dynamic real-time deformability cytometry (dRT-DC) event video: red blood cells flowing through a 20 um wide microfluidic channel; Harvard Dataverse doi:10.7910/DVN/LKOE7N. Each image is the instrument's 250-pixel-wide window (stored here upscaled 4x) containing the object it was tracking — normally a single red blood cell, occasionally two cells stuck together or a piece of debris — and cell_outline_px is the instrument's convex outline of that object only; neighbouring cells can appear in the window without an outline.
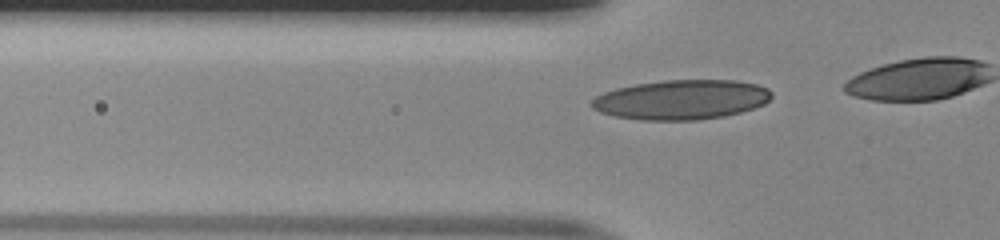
{"species": "human", "species_latin": "Homo sapiens", "temperature_condition": "room temperature", "stored_images_in_passage": 19, "camera_frame_rate_fps": 3000, "um_per_image_px": 0.085, "donor": {"sex": "male"}, "frame": {"image": 1, "passage_image": 13, "time_ms": 4.0, "image_size_px": [1000, 240], "cell_outline_px": [[772, 96], [764, 104], [740, 112], [724, 116], [700, 120], [640, 120], [612, 116], [600, 112], [592, 108], [588, 104], [596, 96], [604, 92], [616, 88], [636, 84], [664, 80], [736, 80], [756, 84], [768, 88], [772, 92]], "centroid_in_image_um": [57.89, 8.47], "position_along_channel_um": 67.9, "area_um2": 41.79}}
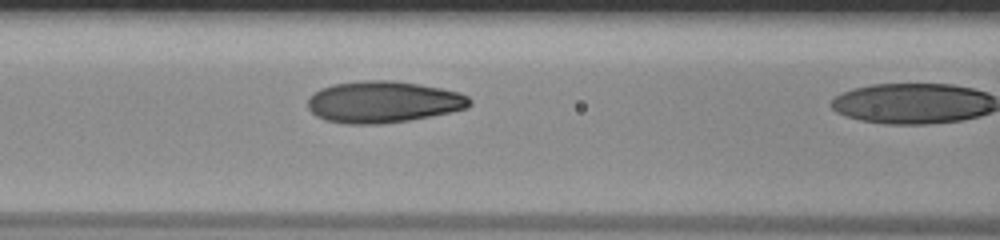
{"frame": {"image": 2, "passage_image": 18, "time_ms": 5.667, "image_size_px": [1000, 240], "cell_outline_px": [[472, 104], [468, 108], [408, 120], [380, 124], [344, 124], [324, 120], [316, 116], [308, 108], [308, 96], [320, 88], [332, 84], [364, 80], [392, 80], [420, 84], [460, 92], [468, 96], [472, 100]], "centroid_in_image_um": [32.54, 8.66], "position_along_channel_um": 134.1, "area_um2": 39.48}}